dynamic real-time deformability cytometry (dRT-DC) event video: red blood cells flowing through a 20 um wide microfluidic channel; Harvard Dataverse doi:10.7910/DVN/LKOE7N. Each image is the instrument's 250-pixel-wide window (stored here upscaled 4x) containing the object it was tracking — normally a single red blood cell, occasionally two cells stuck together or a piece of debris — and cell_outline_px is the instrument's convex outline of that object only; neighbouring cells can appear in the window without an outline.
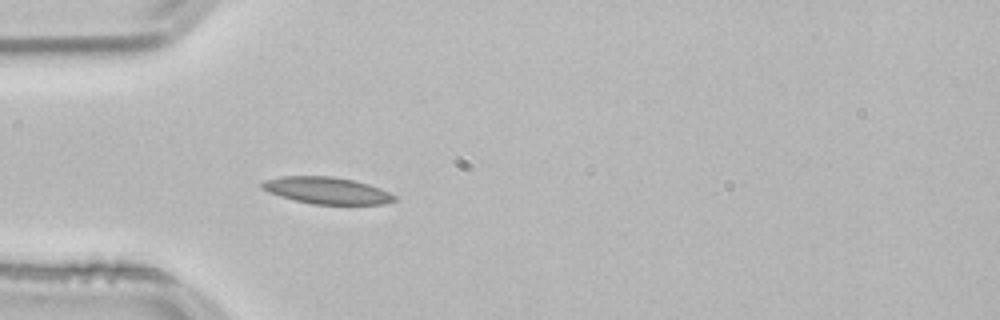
{"species": "common noctule bat (a hibernating species)", "species_latin": "Nyctalus noctula", "temperature_condition": "room temperature", "stored_images_in_passage": 34, "camera_frame_rate_fps": 3000, "um_per_image_px": 0.085, "animal": {"sex": "male", "body_mass_g": 21.5, "forearm_length_mm": 52.0}, "frame": {"image": 1, "passage_image": 1, "time_ms": 0.0, "image_size_px": [1000, 320], "cell_outline_px": [[396, 200], [384, 204], [312, 204], [292, 200], [268, 192], [260, 188], [260, 184], [264, 180], [280, 176], [332, 176], [356, 180], [380, 188], [396, 196]], "centroid_in_image_um": [27.74, 16.18], "position_along_channel_um": 57.3, "area_um2": 20.87}}
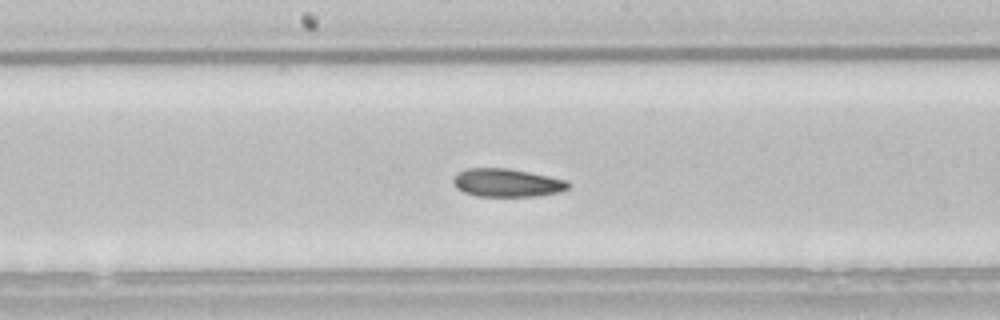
{"frame": {"image": 2, "passage_image": 13, "time_ms": 4.0, "image_size_px": [1000, 320], "cell_outline_px": [[572, 184], [568, 188], [560, 192], [536, 196], [476, 196], [464, 192], [456, 188], [452, 180], [452, 176], [456, 172], [468, 168], [508, 168], [568, 180]], "centroid_in_image_um": [43.07, 15.53], "position_along_channel_um": 205.1, "area_um2": 19.07}}
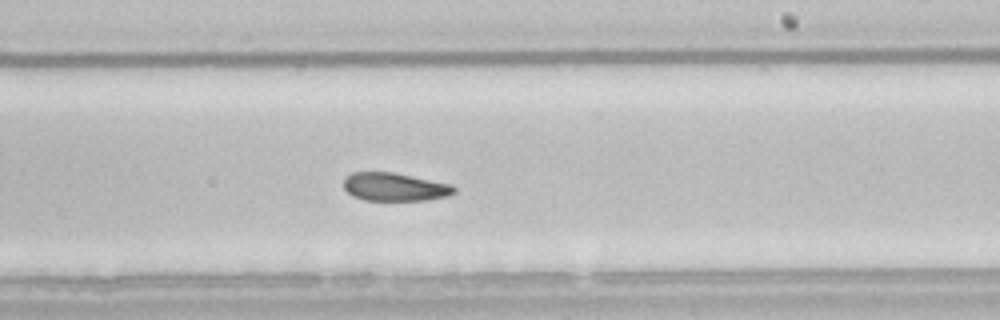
{"frame": {"image": 3, "passage_image": 17, "time_ms": 5.333, "image_size_px": [1000, 320], "cell_outline_px": [[456, 192], [448, 196], [428, 200], [364, 200], [352, 196], [344, 188], [344, 176], [352, 172], [392, 172], [452, 184], [456, 188]], "centroid_in_image_um": [33.55, 15.89], "position_along_channel_um": 255.5, "area_um2": 18.26}, "authors_computed_cell_mechanics": {"area_um2": 19.3919, "velocity_mm_per_s": 3.7987, "shape_relaxation_time_tau1_ms": null, "shape_relaxation_time_tau2_ms": 5.6208, "deformation_change_tau1": null, "deformation_change_tau2": 0.122}}